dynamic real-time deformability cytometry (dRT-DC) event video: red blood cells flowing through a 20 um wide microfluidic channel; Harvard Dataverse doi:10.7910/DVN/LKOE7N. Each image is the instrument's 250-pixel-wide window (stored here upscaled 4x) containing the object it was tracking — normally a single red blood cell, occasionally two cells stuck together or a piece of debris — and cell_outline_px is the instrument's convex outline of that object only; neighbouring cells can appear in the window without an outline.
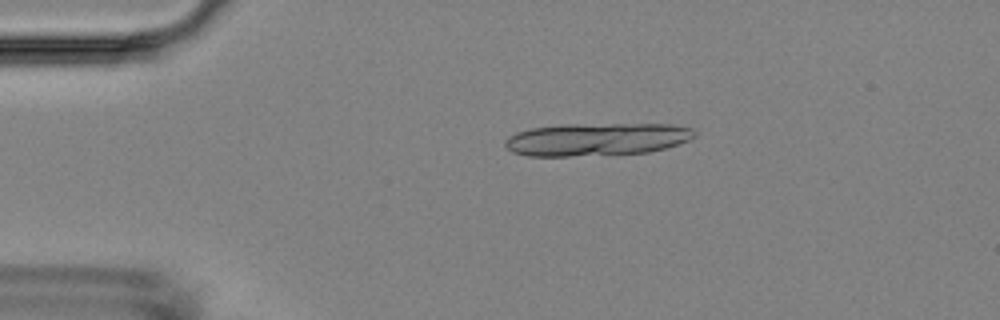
{"species": "Egyptian fruit bat (a non-hibernating species)", "species_latin": "Rousettus aegyptiacus", "temperature_condition": "room temperature", "stored_images_in_passage": 4, "camera_frame_rate_fps": 3000, "um_per_image_px": 0.085, "animal": {"sex": "female"}, "frame": {"image": 1, "passage_image": 2, "time_ms": 1.333, "image_size_px": [1000, 320], "cell_outline_px": [[696, 136], [688, 140], [664, 148], [648, 152], [568, 156], [528, 156], [512, 152], [504, 144], [504, 140], [508, 136], [516, 132], [532, 128], [560, 124], [672, 124], [692, 128], [696, 132]], "centroid_in_image_um": [50.69, 11.83], "position_along_channel_um": 34.3, "area_um2": 36.18}}